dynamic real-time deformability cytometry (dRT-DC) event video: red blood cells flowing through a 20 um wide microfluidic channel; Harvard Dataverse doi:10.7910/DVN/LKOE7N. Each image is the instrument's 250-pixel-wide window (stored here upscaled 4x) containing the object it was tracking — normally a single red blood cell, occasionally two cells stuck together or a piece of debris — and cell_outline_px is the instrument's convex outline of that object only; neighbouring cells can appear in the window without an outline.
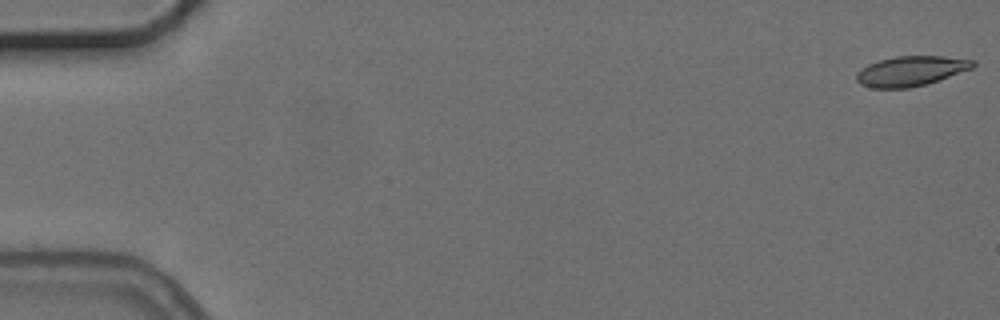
{"species": "common noctule bat (a hibernating species)", "species_latin": "Nyctalus noctula", "temperature_condition": "cold", "stored_images_in_passage": 10, "camera_frame_rate_fps": 3000, "um_per_image_px": 0.085, "animal": {"sex": "female", "body_mass_g": 24.6, "forearm_length_mm": 56.2}, "frame": {"image": 1, "passage_image": 1, "time_ms": 0.0, "image_size_px": [1000, 320], "cell_outline_px": [[976, 64], [972, 68], [924, 84], [908, 88], [872, 88], [860, 84], [856, 80], [856, 72], [868, 64], [880, 60], [896, 56], [944, 56], [976, 60]], "centroid_in_image_um": [77.39, 6.03], "position_along_channel_um": 7.6, "area_um2": 20.11}}
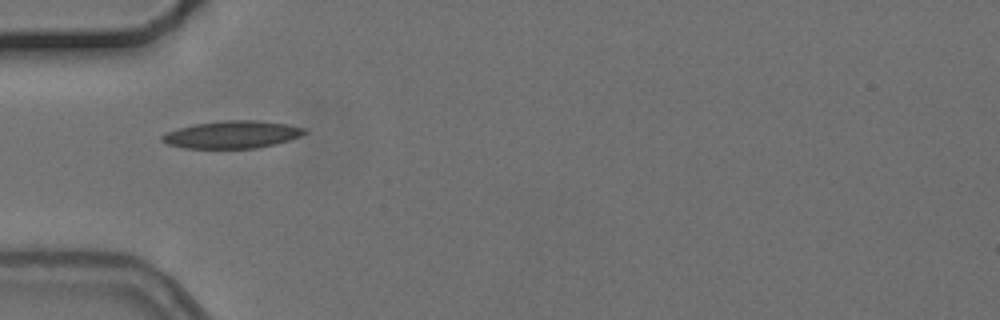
{"frame": {"image": 2, "passage_image": 5, "time_ms": 5.667, "image_size_px": [1000, 320], "cell_outline_px": [[308, 132], [300, 136], [276, 144], [256, 148], [184, 148], [168, 144], [160, 140], [160, 136], [176, 128], [192, 124], [224, 120], [256, 120], [288, 124], [308, 128]], "centroid_in_image_um": [19.74, 11.43], "position_along_channel_um": 65.3, "area_um2": 23.0}}
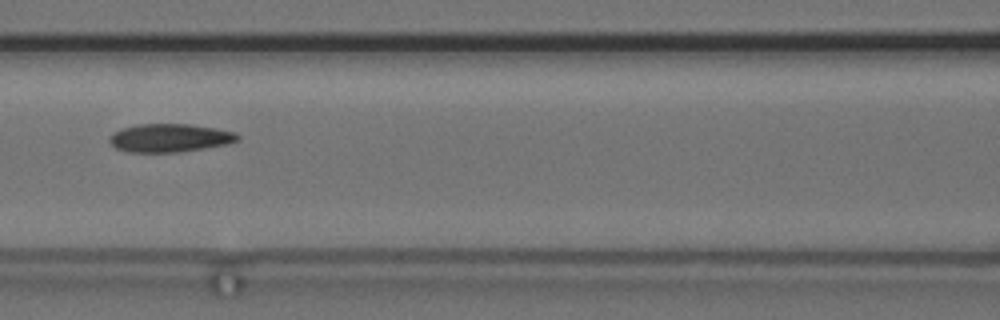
{"frame": {"image": 3, "passage_image": 7, "time_ms": 8.0, "image_size_px": [1000, 320], "cell_outline_px": [[240, 140], [228, 144], [180, 152], [128, 152], [116, 148], [108, 140], [116, 132], [124, 128], [136, 124], [188, 124], [216, 128], [236, 132], [240, 136]], "centroid_in_image_um": [14.49, 11.72], "position_along_channel_um": 152.1, "area_um2": 21.04}}